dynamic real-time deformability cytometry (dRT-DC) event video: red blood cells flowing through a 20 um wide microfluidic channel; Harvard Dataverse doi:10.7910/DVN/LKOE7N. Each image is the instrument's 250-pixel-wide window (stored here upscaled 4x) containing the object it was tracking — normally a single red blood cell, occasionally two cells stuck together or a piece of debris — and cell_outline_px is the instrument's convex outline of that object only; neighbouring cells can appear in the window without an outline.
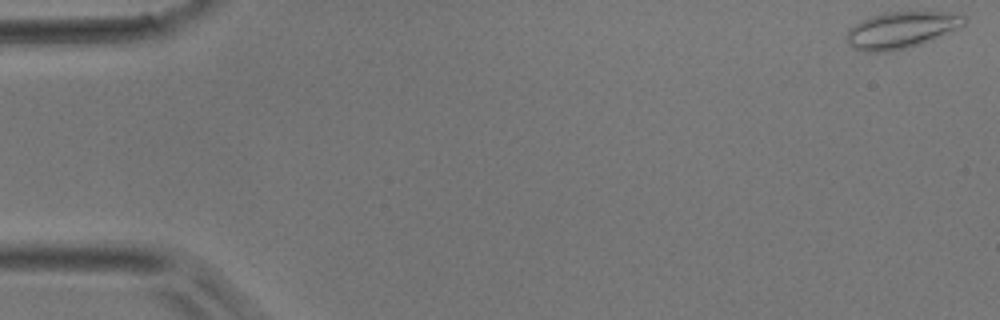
{"species": "common noctule bat (a hibernating species)", "species_latin": "Nyctalus noctula", "temperature_condition": "room temperature", "stored_images_in_passage": 47, "camera_frame_rate_fps": 3000, "um_per_image_px": 0.085, "animal": {"sex": "male", "body_mass_g": 17.9}, "frame": {"image": 1, "passage_image": 1, "time_ms": 0.0, "image_size_px": [1000, 320], "cell_outline_px": [[964, 24], [932, 40], [904, 48], [884, 52], [864, 52], [852, 48], [848, 44], [844, 36], [848, 28], [860, 20], [868, 16], [884, 12], [944, 12], [964, 16]], "centroid_in_image_um": [76.47, 2.55], "position_along_channel_um": 8.5, "area_um2": 24.97}}
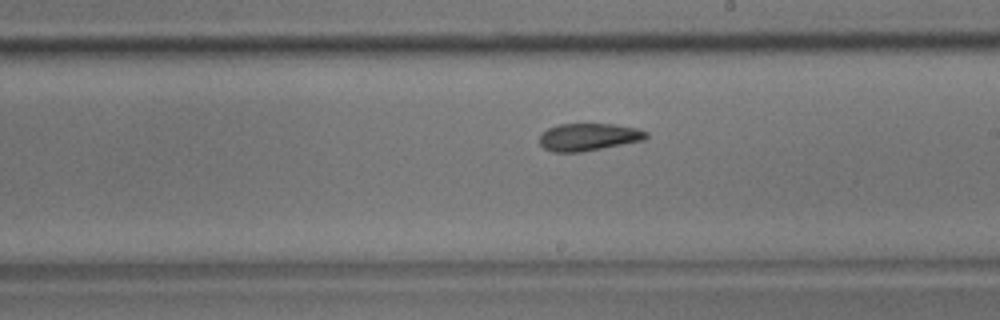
{"frame": {"image": 2, "passage_image": 27, "time_ms": 8.667, "image_size_px": [1000, 320], "cell_outline_px": [[648, 136], [644, 140], [580, 152], [552, 152], [544, 148], [540, 144], [540, 136], [548, 128], [560, 124], [612, 124], [636, 128], [648, 132]], "centroid_in_image_um": [50.02, 11.64], "position_along_channel_um": 239.0, "area_um2": 16.88}}
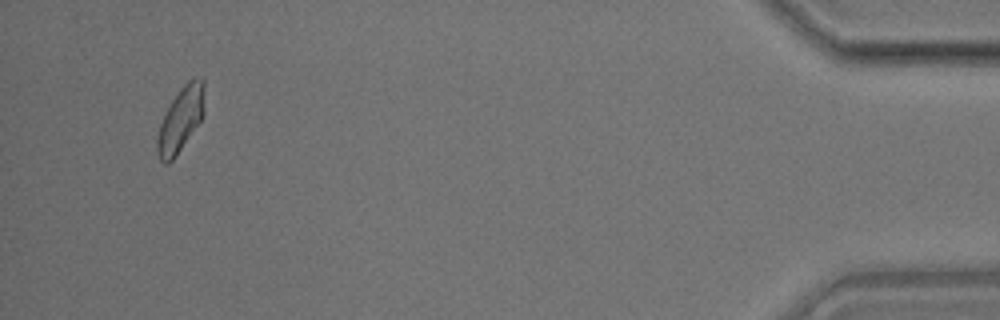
{"frame": {"image": 3, "passage_image": 45, "time_ms": 14.667, "image_size_px": [1000, 320], "cell_outline_px": [[204, 112], [200, 120], [176, 156], [168, 164], [164, 164], [160, 160], [156, 148], [156, 140], [160, 124], [172, 100], [180, 88], [192, 76], [200, 76], [204, 80]], "centroid_in_image_um": [15.36, 10.12], "position_along_channel_um": 419.8, "area_um2": 17.69}}